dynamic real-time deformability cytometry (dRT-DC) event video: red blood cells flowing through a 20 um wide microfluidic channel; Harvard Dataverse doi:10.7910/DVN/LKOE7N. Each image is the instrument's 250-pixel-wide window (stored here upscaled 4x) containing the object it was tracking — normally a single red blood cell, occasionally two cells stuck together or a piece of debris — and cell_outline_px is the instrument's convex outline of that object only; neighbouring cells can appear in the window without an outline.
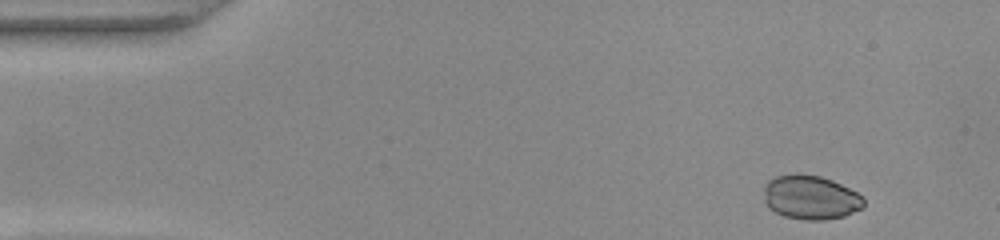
{"species": "common noctule bat (a hibernating species)", "species_latin": "Nyctalus noctula", "temperature_condition": "warm", "stored_images_in_passage": 41, "camera_frame_rate_fps": 3000, "um_per_image_px": 0.085, "animal": {"sex": "female", "body_mass_g": 22.0, "forearm_length_mm": 56.7}, "frame": {"image": 1, "passage_image": 3, "time_ms": 0.667, "image_size_px": [1000, 240], "cell_outline_px": [[864, 204], [860, 208], [844, 216], [824, 220], [804, 220], [784, 216], [768, 208], [764, 204], [764, 184], [768, 180], [776, 176], [796, 172], [820, 176], [832, 180], [864, 196]], "centroid_in_image_um": [68.85, 16.76], "position_along_channel_um": 16.2, "area_um2": 25.95}}
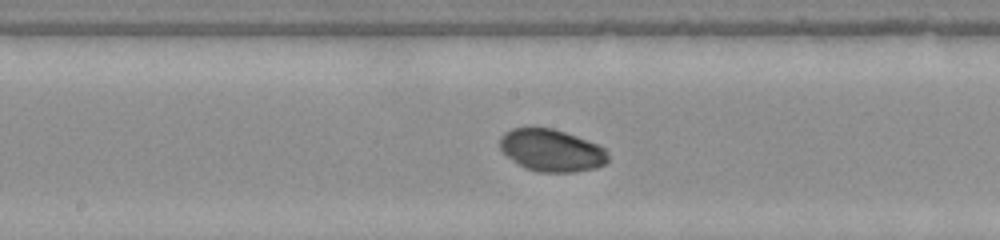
{"frame": {"image": 2, "passage_image": 25, "time_ms": 8.0, "image_size_px": [1000, 240], "cell_outline_px": [[608, 164], [596, 168], [572, 172], [536, 172], [524, 168], [516, 164], [500, 148], [500, 136], [504, 132], [512, 128], [552, 128], [576, 136], [596, 144], [604, 148], [608, 152]], "centroid_in_image_um": [46.88, 12.8], "position_along_channel_um": 201.3, "area_um2": 26.7}}
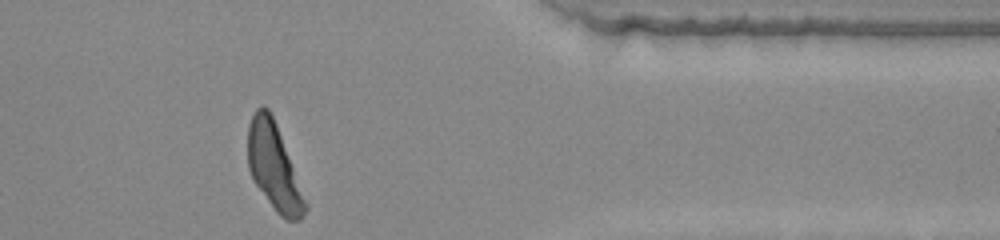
{"frame": {"image": 3, "passage_image": 41, "time_ms": 13.333, "image_size_px": [1000, 240], "cell_outline_px": [[308, 208], [300, 220], [288, 220], [280, 216], [276, 212], [252, 180], [248, 168], [248, 124], [256, 108], [264, 104], [268, 108], [276, 124], [308, 204]], "centroid_in_image_um": [23.27, 14.19], "position_along_channel_um": 388.1, "area_um2": 28.73}, "authors_computed_cell_mechanics": {"area_um2": 26.9348, "velocity_mm_per_s": 3.8986, "shape_relaxation_time_tau1_ms": 1.4009, "shape_relaxation_time_tau2_ms": null, "deformation_change_tau1": 0.0696, "deformation_change_tau2": null}}